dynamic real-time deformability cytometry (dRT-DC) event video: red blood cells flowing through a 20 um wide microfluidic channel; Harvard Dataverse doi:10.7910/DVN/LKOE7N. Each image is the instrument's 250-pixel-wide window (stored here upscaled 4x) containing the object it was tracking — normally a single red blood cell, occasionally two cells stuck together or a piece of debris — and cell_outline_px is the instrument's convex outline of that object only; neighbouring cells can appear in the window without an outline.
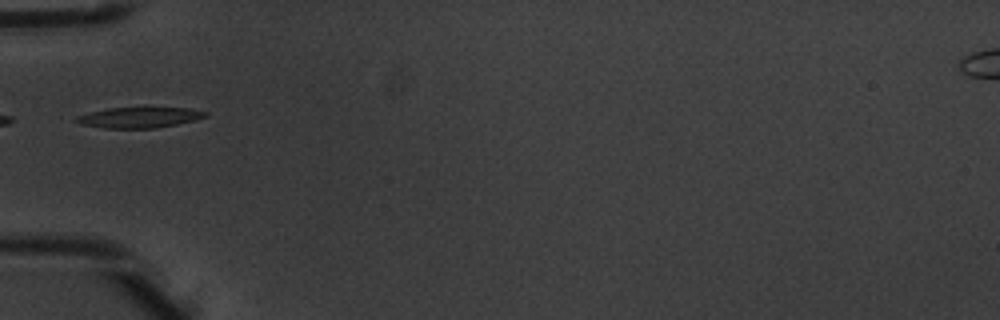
{"species": "common noctule bat (a hibernating species)", "species_latin": "Nyctalus noctula", "temperature_condition": "warm", "stored_images_in_passage": 3, "camera_frame_rate_fps": 3000, "um_per_image_px": 0.085, "animal": {"sex": "male", "body_mass_g": 20.1, "forearm_length_mm": 53.5}, "frame": {"image": 1, "passage_image": 3, "time_ms": 0.667, "image_size_px": [1000, 320], "cell_outline_px": [[208, 116], [176, 124], [156, 128], [104, 128], [80, 124], [72, 120], [76, 116], [108, 108], [144, 104], [192, 108], [208, 112]], "centroid_in_image_um": [11.87, 9.92], "position_along_channel_um": 73.1, "area_um2": 16.59}}